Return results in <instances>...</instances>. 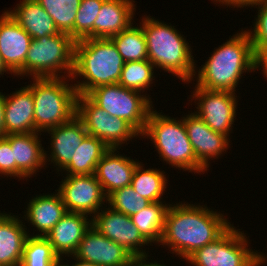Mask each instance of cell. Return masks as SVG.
I'll use <instances>...</instances> for the list:
<instances>
[{"instance_id":"6da1fadb","label":"cell","mask_w":267,"mask_h":266,"mask_svg":"<svg viewBox=\"0 0 267 266\" xmlns=\"http://www.w3.org/2000/svg\"><path fill=\"white\" fill-rule=\"evenodd\" d=\"M225 216L205 205L170 204L162 234V246L185 260L197 249L221 237L232 225Z\"/></svg>"},{"instance_id":"7a4b0ae2","label":"cell","mask_w":267,"mask_h":266,"mask_svg":"<svg viewBox=\"0 0 267 266\" xmlns=\"http://www.w3.org/2000/svg\"><path fill=\"white\" fill-rule=\"evenodd\" d=\"M208 58L194 74L196 86L206 90L235 93L242 74L254 71V51L246 30L231 36Z\"/></svg>"},{"instance_id":"3957f363","label":"cell","mask_w":267,"mask_h":266,"mask_svg":"<svg viewBox=\"0 0 267 266\" xmlns=\"http://www.w3.org/2000/svg\"><path fill=\"white\" fill-rule=\"evenodd\" d=\"M140 25L147 45L148 60L159 68L190 83L197 72L192 48L175 26L158 21L155 17H143Z\"/></svg>"},{"instance_id":"277c9868","label":"cell","mask_w":267,"mask_h":266,"mask_svg":"<svg viewBox=\"0 0 267 266\" xmlns=\"http://www.w3.org/2000/svg\"><path fill=\"white\" fill-rule=\"evenodd\" d=\"M123 66L122 56L110 38H85L76 41L71 79H84L73 84L77 94L87 95L96 87L117 84Z\"/></svg>"},{"instance_id":"5b68a950","label":"cell","mask_w":267,"mask_h":266,"mask_svg":"<svg viewBox=\"0 0 267 266\" xmlns=\"http://www.w3.org/2000/svg\"><path fill=\"white\" fill-rule=\"evenodd\" d=\"M150 111L144 131L140 134L154 143L159 159L178 170L204 174L207 171L197 160L182 119ZM161 157V158H160ZM180 168V169H179Z\"/></svg>"},{"instance_id":"8992f818","label":"cell","mask_w":267,"mask_h":266,"mask_svg":"<svg viewBox=\"0 0 267 266\" xmlns=\"http://www.w3.org/2000/svg\"><path fill=\"white\" fill-rule=\"evenodd\" d=\"M75 42L64 32L32 39L25 63L14 76L30 75L31 79L68 77L71 80L74 70Z\"/></svg>"},{"instance_id":"52a82bcc","label":"cell","mask_w":267,"mask_h":266,"mask_svg":"<svg viewBox=\"0 0 267 266\" xmlns=\"http://www.w3.org/2000/svg\"><path fill=\"white\" fill-rule=\"evenodd\" d=\"M67 81V82H66ZM68 78H33L27 86L34 98L36 132H45L76 115L77 91Z\"/></svg>"},{"instance_id":"ba28073f","label":"cell","mask_w":267,"mask_h":266,"mask_svg":"<svg viewBox=\"0 0 267 266\" xmlns=\"http://www.w3.org/2000/svg\"><path fill=\"white\" fill-rule=\"evenodd\" d=\"M87 96L109 115L125 119L140 134L154 108L150 95H141V92L127 89L118 83L96 87Z\"/></svg>"},{"instance_id":"9c48e42d","label":"cell","mask_w":267,"mask_h":266,"mask_svg":"<svg viewBox=\"0 0 267 266\" xmlns=\"http://www.w3.org/2000/svg\"><path fill=\"white\" fill-rule=\"evenodd\" d=\"M76 116L82 121L88 135L101 139L109 148L122 147L140 133L125 119L113 117L97 106L87 95H77Z\"/></svg>"},{"instance_id":"30bf717a","label":"cell","mask_w":267,"mask_h":266,"mask_svg":"<svg viewBox=\"0 0 267 266\" xmlns=\"http://www.w3.org/2000/svg\"><path fill=\"white\" fill-rule=\"evenodd\" d=\"M238 230L232 225L216 241L197 249L186 261L194 266H254V251L248 248L246 233Z\"/></svg>"},{"instance_id":"8fae6325","label":"cell","mask_w":267,"mask_h":266,"mask_svg":"<svg viewBox=\"0 0 267 266\" xmlns=\"http://www.w3.org/2000/svg\"><path fill=\"white\" fill-rule=\"evenodd\" d=\"M192 98L198 104L196 113L204 120L208 127L217 133L229 135L236 117L237 96L231 91L206 90L194 87ZM198 100V101H197ZM231 130V131H230Z\"/></svg>"},{"instance_id":"7c38bea8","label":"cell","mask_w":267,"mask_h":266,"mask_svg":"<svg viewBox=\"0 0 267 266\" xmlns=\"http://www.w3.org/2000/svg\"><path fill=\"white\" fill-rule=\"evenodd\" d=\"M57 191L68 212L92 217L105 208L103 205L107 202V196L94 174L67 175Z\"/></svg>"},{"instance_id":"4fadbf2b","label":"cell","mask_w":267,"mask_h":266,"mask_svg":"<svg viewBox=\"0 0 267 266\" xmlns=\"http://www.w3.org/2000/svg\"><path fill=\"white\" fill-rule=\"evenodd\" d=\"M92 216V226L102 235L124 247L134 257L150 256L141 247L150 244L138 231L131 218L111 207Z\"/></svg>"},{"instance_id":"5bb4252c","label":"cell","mask_w":267,"mask_h":266,"mask_svg":"<svg viewBox=\"0 0 267 266\" xmlns=\"http://www.w3.org/2000/svg\"><path fill=\"white\" fill-rule=\"evenodd\" d=\"M74 256L97 266H130L133 255L102 235L92 225L85 232Z\"/></svg>"},{"instance_id":"9a60e30c","label":"cell","mask_w":267,"mask_h":266,"mask_svg":"<svg viewBox=\"0 0 267 266\" xmlns=\"http://www.w3.org/2000/svg\"><path fill=\"white\" fill-rule=\"evenodd\" d=\"M183 118L188 138L198 162L206 169L210 159H218L222 152L229 148L230 139L221 133L213 131L196 113H190Z\"/></svg>"},{"instance_id":"2e32d148","label":"cell","mask_w":267,"mask_h":266,"mask_svg":"<svg viewBox=\"0 0 267 266\" xmlns=\"http://www.w3.org/2000/svg\"><path fill=\"white\" fill-rule=\"evenodd\" d=\"M46 132L51 136V153L47 154L49 151L46 152L45 150V162L47 164V161H51L57 172L62 171L70 163L76 149L88 133L82 121L76 115L70 121Z\"/></svg>"},{"instance_id":"e0dca14e","label":"cell","mask_w":267,"mask_h":266,"mask_svg":"<svg viewBox=\"0 0 267 266\" xmlns=\"http://www.w3.org/2000/svg\"><path fill=\"white\" fill-rule=\"evenodd\" d=\"M32 37L5 11L0 16V55L15 75L24 65Z\"/></svg>"},{"instance_id":"ac0fdd59","label":"cell","mask_w":267,"mask_h":266,"mask_svg":"<svg viewBox=\"0 0 267 266\" xmlns=\"http://www.w3.org/2000/svg\"><path fill=\"white\" fill-rule=\"evenodd\" d=\"M87 217L88 215L82 213L67 211L45 236L61 261H63L64 255L72 258L77 251L85 232L92 225V218L89 219Z\"/></svg>"},{"instance_id":"d6986e66","label":"cell","mask_w":267,"mask_h":266,"mask_svg":"<svg viewBox=\"0 0 267 266\" xmlns=\"http://www.w3.org/2000/svg\"><path fill=\"white\" fill-rule=\"evenodd\" d=\"M39 135L42 133L7 134L4 137L10 142L16 163V177L20 180L32 177L39 172L45 162V150ZM23 177V178H22Z\"/></svg>"},{"instance_id":"ffe728a7","label":"cell","mask_w":267,"mask_h":266,"mask_svg":"<svg viewBox=\"0 0 267 266\" xmlns=\"http://www.w3.org/2000/svg\"><path fill=\"white\" fill-rule=\"evenodd\" d=\"M138 163L139 161H134L133 158L119 154L117 148H110L98 162L94 173L104 194L108 196L116 189L131 185Z\"/></svg>"},{"instance_id":"44dd1931","label":"cell","mask_w":267,"mask_h":266,"mask_svg":"<svg viewBox=\"0 0 267 266\" xmlns=\"http://www.w3.org/2000/svg\"><path fill=\"white\" fill-rule=\"evenodd\" d=\"M10 95L4 94L5 135L36 132L31 89L26 85Z\"/></svg>"},{"instance_id":"7402d4cb","label":"cell","mask_w":267,"mask_h":266,"mask_svg":"<svg viewBox=\"0 0 267 266\" xmlns=\"http://www.w3.org/2000/svg\"><path fill=\"white\" fill-rule=\"evenodd\" d=\"M22 221L19 216L0 212V266L21 265L25 241L30 236Z\"/></svg>"},{"instance_id":"603a6c76","label":"cell","mask_w":267,"mask_h":266,"mask_svg":"<svg viewBox=\"0 0 267 266\" xmlns=\"http://www.w3.org/2000/svg\"><path fill=\"white\" fill-rule=\"evenodd\" d=\"M134 3V0H105L94 21L93 38H110L127 29L134 21Z\"/></svg>"},{"instance_id":"cb8c5ba5","label":"cell","mask_w":267,"mask_h":266,"mask_svg":"<svg viewBox=\"0 0 267 266\" xmlns=\"http://www.w3.org/2000/svg\"><path fill=\"white\" fill-rule=\"evenodd\" d=\"M56 194L36 195L27 203L25 218L40 234L30 236L45 237L49 231L60 221L67 213L66 206L58 192Z\"/></svg>"},{"instance_id":"d4e9b609","label":"cell","mask_w":267,"mask_h":266,"mask_svg":"<svg viewBox=\"0 0 267 266\" xmlns=\"http://www.w3.org/2000/svg\"><path fill=\"white\" fill-rule=\"evenodd\" d=\"M6 11L32 39L60 33L51 16L36 0H20L13 10Z\"/></svg>"},{"instance_id":"484cf974","label":"cell","mask_w":267,"mask_h":266,"mask_svg":"<svg viewBox=\"0 0 267 266\" xmlns=\"http://www.w3.org/2000/svg\"><path fill=\"white\" fill-rule=\"evenodd\" d=\"M109 149L101 139L87 135L63 171L66 175L94 174L98 162Z\"/></svg>"},{"instance_id":"4316f807","label":"cell","mask_w":267,"mask_h":266,"mask_svg":"<svg viewBox=\"0 0 267 266\" xmlns=\"http://www.w3.org/2000/svg\"><path fill=\"white\" fill-rule=\"evenodd\" d=\"M151 202L140 212L130 216L140 234L150 243H160L165 228V218L170 204ZM164 203V204H163Z\"/></svg>"},{"instance_id":"83f0119b","label":"cell","mask_w":267,"mask_h":266,"mask_svg":"<svg viewBox=\"0 0 267 266\" xmlns=\"http://www.w3.org/2000/svg\"><path fill=\"white\" fill-rule=\"evenodd\" d=\"M144 169L141 162L137 164L132 175L131 186L136 193L150 202L162 201L168 183L165 172L157 168Z\"/></svg>"},{"instance_id":"f1b7e54d","label":"cell","mask_w":267,"mask_h":266,"mask_svg":"<svg viewBox=\"0 0 267 266\" xmlns=\"http://www.w3.org/2000/svg\"><path fill=\"white\" fill-rule=\"evenodd\" d=\"M110 39L124 62L148 59L146 38L141 25L136 27L132 23L127 29L111 36Z\"/></svg>"},{"instance_id":"f546056e","label":"cell","mask_w":267,"mask_h":266,"mask_svg":"<svg viewBox=\"0 0 267 266\" xmlns=\"http://www.w3.org/2000/svg\"><path fill=\"white\" fill-rule=\"evenodd\" d=\"M60 262L61 259L45 237H27L20 266H61Z\"/></svg>"},{"instance_id":"4dcf8cb0","label":"cell","mask_w":267,"mask_h":266,"mask_svg":"<svg viewBox=\"0 0 267 266\" xmlns=\"http://www.w3.org/2000/svg\"><path fill=\"white\" fill-rule=\"evenodd\" d=\"M154 68L148 59L124 62L118 84L143 94L155 79Z\"/></svg>"},{"instance_id":"1f68e13d","label":"cell","mask_w":267,"mask_h":266,"mask_svg":"<svg viewBox=\"0 0 267 266\" xmlns=\"http://www.w3.org/2000/svg\"><path fill=\"white\" fill-rule=\"evenodd\" d=\"M51 16L60 32L74 39V22L81 0H36Z\"/></svg>"},{"instance_id":"d6a6232c","label":"cell","mask_w":267,"mask_h":266,"mask_svg":"<svg viewBox=\"0 0 267 266\" xmlns=\"http://www.w3.org/2000/svg\"><path fill=\"white\" fill-rule=\"evenodd\" d=\"M108 205L129 217L140 212L151 202L136 193L131 185L114 190L107 196Z\"/></svg>"},{"instance_id":"836d02e7","label":"cell","mask_w":267,"mask_h":266,"mask_svg":"<svg viewBox=\"0 0 267 266\" xmlns=\"http://www.w3.org/2000/svg\"><path fill=\"white\" fill-rule=\"evenodd\" d=\"M105 0H81L74 22V40L93 38V26Z\"/></svg>"},{"instance_id":"e575fe53","label":"cell","mask_w":267,"mask_h":266,"mask_svg":"<svg viewBox=\"0 0 267 266\" xmlns=\"http://www.w3.org/2000/svg\"><path fill=\"white\" fill-rule=\"evenodd\" d=\"M258 6V15L255 18L253 29H246L252 43L253 51H267V0H258L251 7ZM248 30V31H247Z\"/></svg>"},{"instance_id":"d590c367","label":"cell","mask_w":267,"mask_h":266,"mask_svg":"<svg viewBox=\"0 0 267 266\" xmlns=\"http://www.w3.org/2000/svg\"><path fill=\"white\" fill-rule=\"evenodd\" d=\"M0 174L16 178V163L13 151L10 142L5 137L0 138Z\"/></svg>"},{"instance_id":"8d00e7d4","label":"cell","mask_w":267,"mask_h":266,"mask_svg":"<svg viewBox=\"0 0 267 266\" xmlns=\"http://www.w3.org/2000/svg\"><path fill=\"white\" fill-rule=\"evenodd\" d=\"M259 68V69H258ZM263 72L264 77L267 80V51H260L254 53V72L258 70Z\"/></svg>"},{"instance_id":"74e56055","label":"cell","mask_w":267,"mask_h":266,"mask_svg":"<svg viewBox=\"0 0 267 266\" xmlns=\"http://www.w3.org/2000/svg\"><path fill=\"white\" fill-rule=\"evenodd\" d=\"M211 1L216 2L217 4L219 2L220 5L223 6L227 5V7L232 6L231 8L233 7L246 8L247 6L250 7L251 5H254L258 0H211Z\"/></svg>"},{"instance_id":"f35d334b","label":"cell","mask_w":267,"mask_h":266,"mask_svg":"<svg viewBox=\"0 0 267 266\" xmlns=\"http://www.w3.org/2000/svg\"><path fill=\"white\" fill-rule=\"evenodd\" d=\"M149 256H139V257H133L132 262L130 264V266H167L164 263L160 264L157 263V261L154 262H147L146 260H150L148 259Z\"/></svg>"},{"instance_id":"ab89813d","label":"cell","mask_w":267,"mask_h":266,"mask_svg":"<svg viewBox=\"0 0 267 266\" xmlns=\"http://www.w3.org/2000/svg\"><path fill=\"white\" fill-rule=\"evenodd\" d=\"M4 110V94L0 92V138L5 136Z\"/></svg>"},{"instance_id":"60d3db41","label":"cell","mask_w":267,"mask_h":266,"mask_svg":"<svg viewBox=\"0 0 267 266\" xmlns=\"http://www.w3.org/2000/svg\"><path fill=\"white\" fill-rule=\"evenodd\" d=\"M263 255H264L263 253L260 254V252L254 251V266H261L266 263L267 256Z\"/></svg>"},{"instance_id":"b9f144b4","label":"cell","mask_w":267,"mask_h":266,"mask_svg":"<svg viewBox=\"0 0 267 266\" xmlns=\"http://www.w3.org/2000/svg\"><path fill=\"white\" fill-rule=\"evenodd\" d=\"M72 259L76 260V262L73 263V265H71V266H97V265H95L93 263L80 260V259L76 258L74 255H73V258ZM61 266H70V265H68L67 263L66 264L65 263L63 264V262H61Z\"/></svg>"},{"instance_id":"7bdbcfd3","label":"cell","mask_w":267,"mask_h":266,"mask_svg":"<svg viewBox=\"0 0 267 266\" xmlns=\"http://www.w3.org/2000/svg\"><path fill=\"white\" fill-rule=\"evenodd\" d=\"M4 72H6L7 74L11 73V75L13 74L4 64L3 60H2V57L0 55V75H3ZM1 77V76H0Z\"/></svg>"}]
</instances>
